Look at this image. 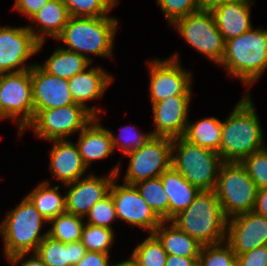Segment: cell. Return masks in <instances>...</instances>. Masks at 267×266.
I'll use <instances>...</instances> for the list:
<instances>
[{
	"label": "cell",
	"mask_w": 267,
	"mask_h": 266,
	"mask_svg": "<svg viewBox=\"0 0 267 266\" xmlns=\"http://www.w3.org/2000/svg\"><path fill=\"white\" fill-rule=\"evenodd\" d=\"M178 56L165 61L158 59L150 62V98L153 103L171 96H191V73L180 67Z\"/></svg>",
	"instance_id": "obj_13"
},
{
	"label": "cell",
	"mask_w": 267,
	"mask_h": 266,
	"mask_svg": "<svg viewBox=\"0 0 267 266\" xmlns=\"http://www.w3.org/2000/svg\"><path fill=\"white\" fill-rule=\"evenodd\" d=\"M221 135L220 156L223 162H241L253 152L265 148L259 119L246 94L222 122Z\"/></svg>",
	"instance_id": "obj_1"
},
{
	"label": "cell",
	"mask_w": 267,
	"mask_h": 266,
	"mask_svg": "<svg viewBox=\"0 0 267 266\" xmlns=\"http://www.w3.org/2000/svg\"><path fill=\"white\" fill-rule=\"evenodd\" d=\"M192 266H202L199 260H196Z\"/></svg>",
	"instance_id": "obj_48"
},
{
	"label": "cell",
	"mask_w": 267,
	"mask_h": 266,
	"mask_svg": "<svg viewBox=\"0 0 267 266\" xmlns=\"http://www.w3.org/2000/svg\"><path fill=\"white\" fill-rule=\"evenodd\" d=\"M220 64L245 84L257 80L267 67V30H253L229 39Z\"/></svg>",
	"instance_id": "obj_4"
},
{
	"label": "cell",
	"mask_w": 267,
	"mask_h": 266,
	"mask_svg": "<svg viewBox=\"0 0 267 266\" xmlns=\"http://www.w3.org/2000/svg\"><path fill=\"white\" fill-rule=\"evenodd\" d=\"M87 215H89L87 224L112 229L110 223L117 217L111 195L97 202Z\"/></svg>",
	"instance_id": "obj_37"
},
{
	"label": "cell",
	"mask_w": 267,
	"mask_h": 266,
	"mask_svg": "<svg viewBox=\"0 0 267 266\" xmlns=\"http://www.w3.org/2000/svg\"><path fill=\"white\" fill-rule=\"evenodd\" d=\"M43 222L47 221L27 197L8 213L0 225V233L5 242V255L13 265L29 251L36 253L39 244L48 235V232L39 234Z\"/></svg>",
	"instance_id": "obj_3"
},
{
	"label": "cell",
	"mask_w": 267,
	"mask_h": 266,
	"mask_svg": "<svg viewBox=\"0 0 267 266\" xmlns=\"http://www.w3.org/2000/svg\"><path fill=\"white\" fill-rule=\"evenodd\" d=\"M134 186L152 211L162 221H169V198L164 191L160 176L137 182Z\"/></svg>",
	"instance_id": "obj_30"
},
{
	"label": "cell",
	"mask_w": 267,
	"mask_h": 266,
	"mask_svg": "<svg viewBox=\"0 0 267 266\" xmlns=\"http://www.w3.org/2000/svg\"><path fill=\"white\" fill-rule=\"evenodd\" d=\"M157 3L171 24L175 20L199 10L197 0H157Z\"/></svg>",
	"instance_id": "obj_38"
},
{
	"label": "cell",
	"mask_w": 267,
	"mask_h": 266,
	"mask_svg": "<svg viewBox=\"0 0 267 266\" xmlns=\"http://www.w3.org/2000/svg\"><path fill=\"white\" fill-rule=\"evenodd\" d=\"M50 159L53 175L64 184L80 179L87 168L82 162L78 147L65 139L54 140Z\"/></svg>",
	"instance_id": "obj_20"
},
{
	"label": "cell",
	"mask_w": 267,
	"mask_h": 266,
	"mask_svg": "<svg viewBox=\"0 0 267 266\" xmlns=\"http://www.w3.org/2000/svg\"><path fill=\"white\" fill-rule=\"evenodd\" d=\"M174 150H177V156H173ZM222 163L221 156L215 151L192 144L183 137L172 139L171 166L200 190L215 189L216 172Z\"/></svg>",
	"instance_id": "obj_6"
},
{
	"label": "cell",
	"mask_w": 267,
	"mask_h": 266,
	"mask_svg": "<svg viewBox=\"0 0 267 266\" xmlns=\"http://www.w3.org/2000/svg\"><path fill=\"white\" fill-rule=\"evenodd\" d=\"M113 237L112 229L86 224L82 229L81 243L87 251L109 254Z\"/></svg>",
	"instance_id": "obj_33"
},
{
	"label": "cell",
	"mask_w": 267,
	"mask_h": 266,
	"mask_svg": "<svg viewBox=\"0 0 267 266\" xmlns=\"http://www.w3.org/2000/svg\"><path fill=\"white\" fill-rule=\"evenodd\" d=\"M132 256L139 266H165L167 259V253L153 233L135 248Z\"/></svg>",
	"instance_id": "obj_32"
},
{
	"label": "cell",
	"mask_w": 267,
	"mask_h": 266,
	"mask_svg": "<svg viewBox=\"0 0 267 266\" xmlns=\"http://www.w3.org/2000/svg\"><path fill=\"white\" fill-rule=\"evenodd\" d=\"M125 155L131 158L124 183L134 185L159 177L171 167L172 138L153 136L141 148Z\"/></svg>",
	"instance_id": "obj_11"
},
{
	"label": "cell",
	"mask_w": 267,
	"mask_h": 266,
	"mask_svg": "<svg viewBox=\"0 0 267 266\" xmlns=\"http://www.w3.org/2000/svg\"><path fill=\"white\" fill-rule=\"evenodd\" d=\"M202 266H237V255L231 246L219 244L203 245L198 257Z\"/></svg>",
	"instance_id": "obj_35"
},
{
	"label": "cell",
	"mask_w": 267,
	"mask_h": 266,
	"mask_svg": "<svg viewBox=\"0 0 267 266\" xmlns=\"http://www.w3.org/2000/svg\"><path fill=\"white\" fill-rule=\"evenodd\" d=\"M161 182L169 198V220L185 210L201 191L172 166L161 175Z\"/></svg>",
	"instance_id": "obj_22"
},
{
	"label": "cell",
	"mask_w": 267,
	"mask_h": 266,
	"mask_svg": "<svg viewBox=\"0 0 267 266\" xmlns=\"http://www.w3.org/2000/svg\"><path fill=\"white\" fill-rule=\"evenodd\" d=\"M68 81L74 103L86 107L95 117H97L96 112H98V109L89 108L84 102L100 97L112 81V77L101 70V68H92L87 71L85 69Z\"/></svg>",
	"instance_id": "obj_21"
},
{
	"label": "cell",
	"mask_w": 267,
	"mask_h": 266,
	"mask_svg": "<svg viewBox=\"0 0 267 266\" xmlns=\"http://www.w3.org/2000/svg\"><path fill=\"white\" fill-rule=\"evenodd\" d=\"M98 117H95L80 133L77 147L82 162L87 167L92 160L102 159L111 154L114 150L109 130L96 124ZM90 125V126H89Z\"/></svg>",
	"instance_id": "obj_23"
},
{
	"label": "cell",
	"mask_w": 267,
	"mask_h": 266,
	"mask_svg": "<svg viewBox=\"0 0 267 266\" xmlns=\"http://www.w3.org/2000/svg\"><path fill=\"white\" fill-rule=\"evenodd\" d=\"M234 0H197L199 10L212 11L214 8Z\"/></svg>",
	"instance_id": "obj_45"
},
{
	"label": "cell",
	"mask_w": 267,
	"mask_h": 266,
	"mask_svg": "<svg viewBox=\"0 0 267 266\" xmlns=\"http://www.w3.org/2000/svg\"><path fill=\"white\" fill-rule=\"evenodd\" d=\"M218 172L214 191L224 216L253 211L258 188L241 162H223Z\"/></svg>",
	"instance_id": "obj_7"
},
{
	"label": "cell",
	"mask_w": 267,
	"mask_h": 266,
	"mask_svg": "<svg viewBox=\"0 0 267 266\" xmlns=\"http://www.w3.org/2000/svg\"><path fill=\"white\" fill-rule=\"evenodd\" d=\"M20 133L34 118L31 69L0 74V119L17 118Z\"/></svg>",
	"instance_id": "obj_9"
},
{
	"label": "cell",
	"mask_w": 267,
	"mask_h": 266,
	"mask_svg": "<svg viewBox=\"0 0 267 266\" xmlns=\"http://www.w3.org/2000/svg\"><path fill=\"white\" fill-rule=\"evenodd\" d=\"M109 194L112 197L117 219L148 229L150 233H153L162 222L134 185L126 183L122 186L116 185L114 179Z\"/></svg>",
	"instance_id": "obj_14"
},
{
	"label": "cell",
	"mask_w": 267,
	"mask_h": 266,
	"mask_svg": "<svg viewBox=\"0 0 267 266\" xmlns=\"http://www.w3.org/2000/svg\"><path fill=\"white\" fill-rule=\"evenodd\" d=\"M253 211L256 214L267 218V187L258 189L256 203Z\"/></svg>",
	"instance_id": "obj_43"
},
{
	"label": "cell",
	"mask_w": 267,
	"mask_h": 266,
	"mask_svg": "<svg viewBox=\"0 0 267 266\" xmlns=\"http://www.w3.org/2000/svg\"><path fill=\"white\" fill-rule=\"evenodd\" d=\"M86 252L81 241L63 243L47 235L39 244L36 254L46 266H75L83 259Z\"/></svg>",
	"instance_id": "obj_24"
},
{
	"label": "cell",
	"mask_w": 267,
	"mask_h": 266,
	"mask_svg": "<svg viewBox=\"0 0 267 266\" xmlns=\"http://www.w3.org/2000/svg\"><path fill=\"white\" fill-rule=\"evenodd\" d=\"M69 18L68 8L62 0H50L30 18L33 22H39L41 27L38 29V32H41V34L34 32L35 30L30 26L28 28L36 40L42 43L45 40V33L57 38L68 23Z\"/></svg>",
	"instance_id": "obj_25"
},
{
	"label": "cell",
	"mask_w": 267,
	"mask_h": 266,
	"mask_svg": "<svg viewBox=\"0 0 267 266\" xmlns=\"http://www.w3.org/2000/svg\"><path fill=\"white\" fill-rule=\"evenodd\" d=\"M68 8L70 16L105 17L117 3L116 0H62Z\"/></svg>",
	"instance_id": "obj_34"
},
{
	"label": "cell",
	"mask_w": 267,
	"mask_h": 266,
	"mask_svg": "<svg viewBox=\"0 0 267 266\" xmlns=\"http://www.w3.org/2000/svg\"><path fill=\"white\" fill-rule=\"evenodd\" d=\"M117 20L105 17L70 16L61 34L56 38L69 46L67 50L84 55L82 52L98 56L112 55V44Z\"/></svg>",
	"instance_id": "obj_5"
},
{
	"label": "cell",
	"mask_w": 267,
	"mask_h": 266,
	"mask_svg": "<svg viewBox=\"0 0 267 266\" xmlns=\"http://www.w3.org/2000/svg\"><path fill=\"white\" fill-rule=\"evenodd\" d=\"M113 266H139L138 262L135 260V258L131 255L129 260H126L124 262H121L119 264H115Z\"/></svg>",
	"instance_id": "obj_47"
},
{
	"label": "cell",
	"mask_w": 267,
	"mask_h": 266,
	"mask_svg": "<svg viewBox=\"0 0 267 266\" xmlns=\"http://www.w3.org/2000/svg\"><path fill=\"white\" fill-rule=\"evenodd\" d=\"M34 116L40 110L74 104L69 81L47 73L40 65L31 68Z\"/></svg>",
	"instance_id": "obj_17"
},
{
	"label": "cell",
	"mask_w": 267,
	"mask_h": 266,
	"mask_svg": "<svg viewBox=\"0 0 267 266\" xmlns=\"http://www.w3.org/2000/svg\"><path fill=\"white\" fill-rule=\"evenodd\" d=\"M191 96H171L153 103L152 110L156 131L153 136L177 138L183 137L187 124V111Z\"/></svg>",
	"instance_id": "obj_18"
},
{
	"label": "cell",
	"mask_w": 267,
	"mask_h": 266,
	"mask_svg": "<svg viewBox=\"0 0 267 266\" xmlns=\"http://www.w3.org/2000/svg\"><path fill=\"white\" fill-rule=\"evenodd\" d=\"M258 189L267 187V149L253 152L241 161Z\"/></svg>",
	"instance_id": "obj_36"
},
{
	"label": "cell",
	"mask_w": 267,
	"mask_h": 266,
	"mask_svg": "<svg viewBox=\"0 0 267 266\" xmlns=\"http://www.w3.org/2000/svg\"><path fill=\"white\" fill-rule=\"evenodd\" d=\"M233 217L227 219L226 239L236 255L267 245V218L254 211Z\"/></svg>",
	"instance_id": "obj_16"
},
{
	"label": "cell",
	"mask_w": 267,
	"mask_h": 266,
	"mask_svg": "<svg viewBox=\"0 0 267 266\" xmlns=\"http://www.w3.org/2000/svg\"><path fill=\"white\" fill-rule=\"evenodd\" d=\"M172 25L178 27L182 37L197 51L205 54L210 60L221 63L226 41L216 27L211 11L198 10L175 20Z\"/></svg>",
	"instance_id": "obj_8"
},
{
	"label": "cell",
	"mask_w": 267,
	"mask_h": 266,
	"mask_svg": "<svg viewBox=\"0 0 267 266\" xmlns=\"http://www.w3.org/2000/svg\"><path fill=\"white\" fill-rule=\"evenodd\" d=\"M164 222L160 223L153 234L161 242L167 255L198 258L203 245L184 231H181L173 223L164 228Z\"/></svg>",
	"instance_id": "obj_26"
},
{
	"label": "cell",
	"mask_w": 267,
	"mask_h": 266,
	"mask_svg": "<svg viewBox=\"0 0 267 266\" xmlns=\"http://www.w3.org/2000/svg\"><path fill=\"white\" fill-rule=\"evenodd\" d=\"M50 0H16L14 9L24 13L29 19Z\"/></svg>",
	"instance_id": "obj_41"
},
{
	"label": "cell",
	"mask_w": 267,
	"mask_h": 266,
	"mask_svg": "<svg viewBox=\"0 0 267 266\" xmlns=\"http://www.w3.org/2000/svg\"><path fill=\"white\" fill-rule=\"evenodd\" d=\"M170 221L202 245L226 240L227 218L214 190H201L193 202Z\"/></svg>",
	"instance_id": "obj_2"
},
{
	"label": "cell",
	"mask_w": 267,
	"mask_h": 266,
	"mask_svg": "<svg viewBox=\"0 0 267 266\" xmlns=\"http://www.w3.org/2000/svg\"><path fill=\"white\" fill-rule=\"evenodd\" d=\"M134 130V128H133ZM132 130H130V128L126 127L124 128V130L121 131V134L120 135V139L118 140V138H116L113 133L111 131H109L110 133V136H111V140H112V144H113V148L116 147V145L120 146L121 149L123 150V152L125 154L133 151V150H137L138 148H141L147 141H149L153 135L152 133H149V134H141V133H137L135 130V134L134 136H129L128 133L130 132L131 133ZM129 133V134H130ZM128 138V141L125 142L124 140H127ZM120 140H122L120 142ZM120 142V144H119Z\"/></svg>",
	"instance_id": "obj_39"
},
{
	"label": "cell",
	"mask_w": 267,
	"mask_h": 266,
	"mask_svg": "<svg viewBox=\"0 0 267 266\" xmlns=\"http://www.w3.org/2000/svg\"><path fill=\"white\" fill-rule=\"evenodd\" d=\"M237 266H267V245L237 255Z\"/></svg>",
	"instance_id": "obj_40"
},
{
	"label": "cell",
	"mask_w": 267,
	"mask_h": 266,
	"mask_svg": "<svg viewBox=\"0 0 267 266\" xmlns=\"http://www.w3.org/2000/svg\"><path fill=\"white\" fill-rule=\"evenodd\" d=\"M83 217L64 212L49 222H52V229L48 231V236L63 243L81 241L83 229Z\"/></svg>",
	"instance_id": "obj_31"
},
{
	"label": "cell",
	"mask_w": 267,
	"mask_h": 266,
	"mask_svg": "<svg viewBox=\"0 0 267 266\" xmlns=\"http://www.w3.org/2000/svg\"><path fill=\"white\" fill-rule=\"evenodd\" d=\"M21 266H46L43 260L35 253L34 257L24 261Z\"/></svg>",
	"instance_id": "obj_46"
},
{
	"label": "cell",
	"mask_w": 267,
	"mask_h": 266,
	"mask_svg": "<svg viewBox=\"0 0 267 266\" xmlns=\"http://www.w3.org/2000/svg\"><path fill=\"white\" fill-rule=\"evenodd\" d=\"M109 254L87 251L83 259L75 266H109Z\"/></svg>",
	"instance_id": "obj_42"
},
{
	"label": "cell",
	"mask_w": 267,
	"mask_h": 266,
	"mask_svg": "<svg viewBox=\"0 0 267 266\" xmlns=\"http://www.w3.org/2000/svg\"><path fill=\"white\" fill-rule=\"evenodd\" d=\"M198 258L167 255L165 266H192Z\"/></svg>",
	"instance_id": "obj_44"
},
{
	"label": "cell",
	"mask_w": 267,
	"mask_h": 266,
	"mask_svg": "<svg viewBox=\"0 0 267 266\" xmlns=\"http://www.w3.org/2000/svg\"><path fill=\"white\" fill-rule=\"evenodd\" d=\"M90 62V58L85 55L58 48L41 67L49 74L70 80L76 74L87 69Z\"/></svg>",
	"instance_id": "obj_27"
},
{
	"label": "cell",
	"mask_w": 267,
	"mask_h": 266,
	"mask_svg": "<svg viewBox=\"0 0 267 266\" xmlns=\"http://www.w3.org/2000/svg\"><path fill=\"white\" fill-rule=\"evenodd\" d=\"M94 118L86 107L74 103L40 110L27 127L31 126L40 138L50 141L64 140L75 131H82Z\"/></svg>",
	"instance_id": "obj_10"
},
{
	"label": "cell",
	"mask_w": 267,
	"mask_h": 266,
	"mask_svg": "<svg viewBox=\"0 0 267 266\" xmlns=\"http://www.w3.org/2000/svg\"><path fill=\"white\" fill-rule=\"evenodd\" d=\"M42 45L43 42L39 43L36 40L28 26L24 28L0 27V74L31 69L32 66L24 67L23 63L38 52Z\"/></svg>",
	"instance_id": "obj_12"
},
{
	"label": "cell",
	"mask_w": 267,
	"mask_h": 266,
	"mask_svg": "<svg viewBox=\"0 0 267 266\" xmlns=\"http://www.w3.org/2000/svg\"><path fill=\"white\" fill-rule=\"evenodd\" d=\"M251 4V0H234L211 11L216 27L225 41L238 37L252 28L250 22Z\"/></svg>",
	"instance_id": "obj_19"
},
{
	"label": "cell",
	"mask_w": 267,
	"mask_h": 266,
	"mask_svg": "<svg viewBox=\"0 0 267 266\" xmlns=\"http://www.w3.org/2000/svg\"><path fill=\"white\" fill-rule=\"evenodd\" d=\"M222 122L214 117L187 124L183 138L188 142L219 153Z\"/></svg>",
	"instance_id": "obj_28"
},
{
	"label": "cell",
	"mask_w": 267,
	"mask_h": 266,
	"mask_svg": "<svg viewBox=\"0 0 267 266\" xmlns=\"http://www.w3.org/2000/svg\"><path fill=\"white\" fill-rule=\"evenodd\" d=\"M119 176V167H114L107 178L89 175L87 178L65 184L71 186L66 199V212L81 217L86 216L90 209L110 193L111 185Z\"/></svg>",
	"instance_id": "obj_15"
},
{
	"label": "cell",
	"mask_w": 267,
	"mask_h": 266,
	"mask_svg": "<svg viewBox=\"0 0 267 266\" xmlns=\"http://www.w3.org/2000/svg\"><path fill=\"white\" fill-rule=\"evenodd\" d=\"M48 186V182L41 183L26 196L47 222L66 212V199L60 196L59 187Z\"/></svg>",
	"instance_id": "obj_29"
}]
</instances>
